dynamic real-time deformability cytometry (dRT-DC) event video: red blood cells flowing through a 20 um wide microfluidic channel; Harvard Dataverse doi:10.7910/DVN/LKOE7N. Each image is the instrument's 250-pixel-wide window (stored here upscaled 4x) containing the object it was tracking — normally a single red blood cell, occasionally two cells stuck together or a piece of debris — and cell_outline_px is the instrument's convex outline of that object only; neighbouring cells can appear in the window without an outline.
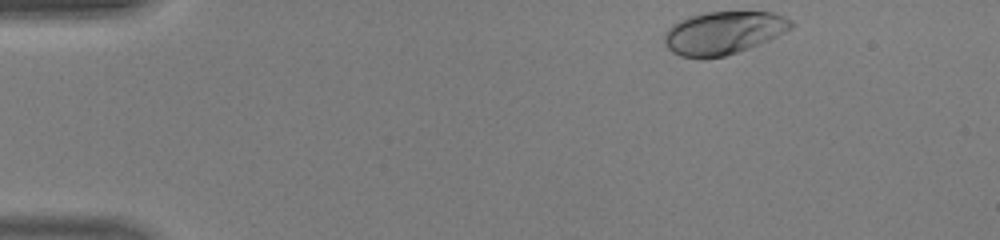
{"species": "human", "species_latin": "Homo sapiens", "temperature_condition": "warm", "stored_images_in_passage": 41, "camera_frame_rate_fps": 3000, "um_per_image_px": 0.085, "donor": {"sex": "male"}, "frame": {"image": 1, "passage_image": 1, "time_ms": 0.0, "image_size_px": [1000, 240], "cell_outline_px": [[796, 24], [792, 28], [768, 40], [748, 48], [724, 56], [704, 60], [680, 56], [672, 52], [664, 44], [664, 32], [672, 24], [680, 20], [704, 12], [772, 12], [784, 16], [792, 20]], "centroid_in_image_um": [61.47, 2.8], "position_along_channel_um": 23.5, "area_um2": 31.91}}
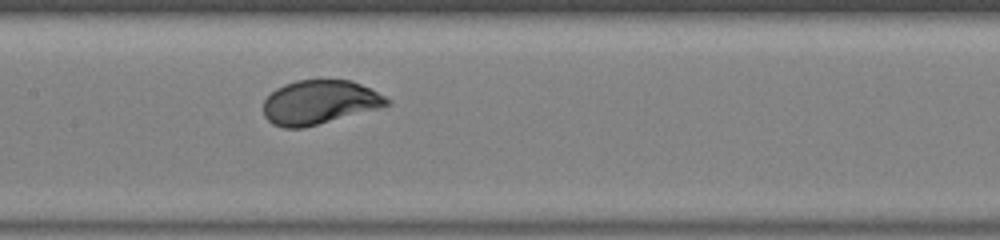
{"frame": {"image": 2, "passage_image": 18, "time_ms": 5.667, "image_size_px": [1000, 240], "cell_outline_px": [[392, 104], [380, 108], [304, 128], [284, 128], [272, 124], [264, 116], [264, 100], [276, 88], [284, 84], [296, 80], [352, 80], [392, 100]], "centroid_in_image_um": [27.15, 8.7], "position_along_channel_um": 180.2, "area_um2": 31.73}}
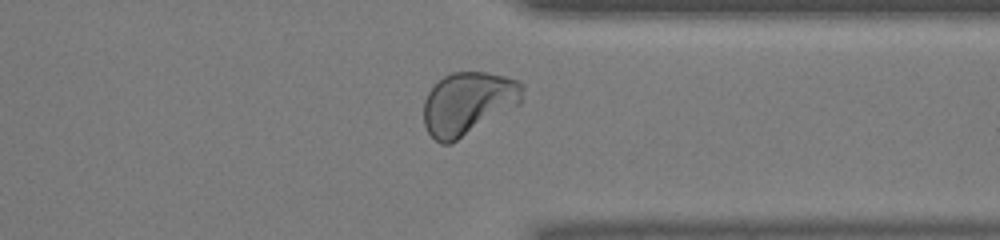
{"frame": {"image": 3, "passage_image": 31, "time_ms": 10.0, "image_size_px": [1000, 240], "cell_outline_px": [[524, 88], [520, 104], [456, 140], [448, 144], [440, 144], [428, 132], [424, 124], [424, 100], [428, 92], [444, 76], [452, 72], [488, 72], [520, 80], [524, 84]], "centroid_in_image_um": [39.8, 8.76], "position_along_channel_um": 371.6, "area_um2": 35.95}, "authors_computed_cell_mechanics": {"area_um2": 32.368, "velocity_mm_per_s": 4.4372, "shape_relaxation_time_tau1_ms": 1.8295, "shape_relaxation_time_tau2_ms": null, "deformation_change_tau1": 0.1562, "deformation_change_tau2": null}}